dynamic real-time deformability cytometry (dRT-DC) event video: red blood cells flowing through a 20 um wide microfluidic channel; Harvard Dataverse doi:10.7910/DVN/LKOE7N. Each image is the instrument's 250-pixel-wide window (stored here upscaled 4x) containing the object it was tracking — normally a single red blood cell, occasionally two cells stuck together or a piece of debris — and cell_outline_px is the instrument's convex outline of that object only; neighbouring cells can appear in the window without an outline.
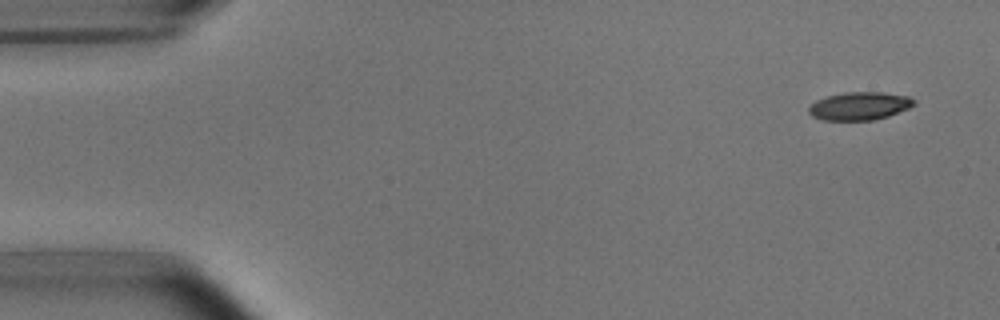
{"species": "common noctule bat (a hibernating species)", "species_latin": "Nyctalus noctula", "temperature_condition": "room temperature", "stored_images_in_passage": 5, "camera_frame_rate_fps": 3000, "um_per_image_px": 0.085, "animal": {"sex": "male", "body_mass_g": 15.6}, "frame": {"image": 1, "passage_image": 1, "time_ms": 0.0, "image_size_px": [1000, 320], "cell_outline_px": [[916, 104], [908, 108], [888, 116], [872, 120], [820, 120], [812, 116], [808, 112], [808, 108], [816, 100], [828, 96], [844, 92], [884, 92], [908, 96], [916, 100]], "centroid_in_image_um": [73.06, 9.01], "position_along_channel_um": 11.9, "area_um2": 17.22}}
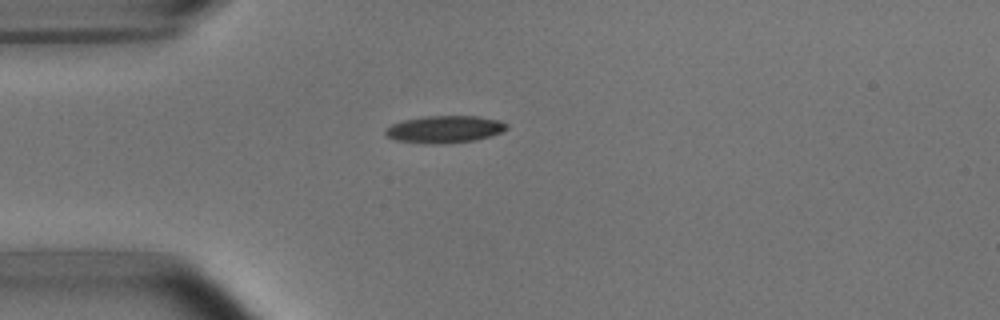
{"frame": {"image": 2, "passage_image": 4, "time_ms": 3.667, "image_size_px": [1000, 320], "cell_outline_px": [[508, 128], [492, 136], [476, 140], [440, 144], [424, 144], [396, 140], [388, 136], [384, 132], [392, 124], [404, 120], [424, 116], [480, 116], [500, 120], [508, 124]], "centroid_in_image_um": [37.83, 10.99], "position_along_channel_um": 47.2, "area_um2": 19.31}}